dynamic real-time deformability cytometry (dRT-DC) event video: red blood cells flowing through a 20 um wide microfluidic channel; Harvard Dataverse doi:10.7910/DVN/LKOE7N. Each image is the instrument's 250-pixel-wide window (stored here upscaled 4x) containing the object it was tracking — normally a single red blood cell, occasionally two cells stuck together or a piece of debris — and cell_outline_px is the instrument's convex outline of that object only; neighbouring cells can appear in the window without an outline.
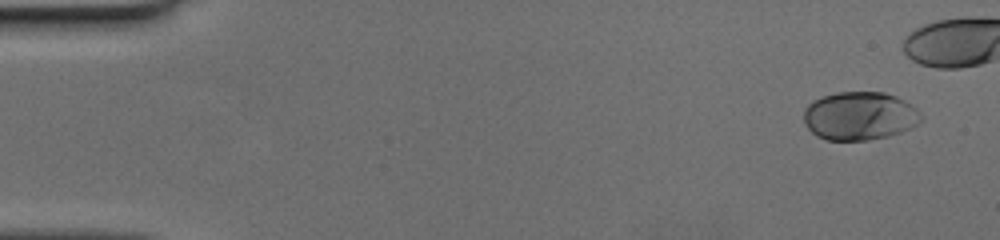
{"species": "human", "species_latin": "Homo sapiens", "temperature_condition": "cold", "stored_images_in_passage": 41, "camera_frame_rate_fps": 3000, "um_per_image_px": 0.085, "donor": {"sex": "female"}, "frame": {"image": 1, "passage_image": 1, "time_ms": 0.0, "image_size_px": [1000, 240], "cell_outline_px": [[920, 120], [916, 124], [900, 132], [888, 136], [868, 140], [828, 140], [816, 136], [808, 128], [804, 120], [804, 108], [812, 100], [836, 92], [884, 92], [896, 96], [904, 100], [916, 108], [920, 116]], "centroid_in_image_um": [73.02, 9.85], "position_along_channel_um": 12.0, "area_um2": 32.89}}
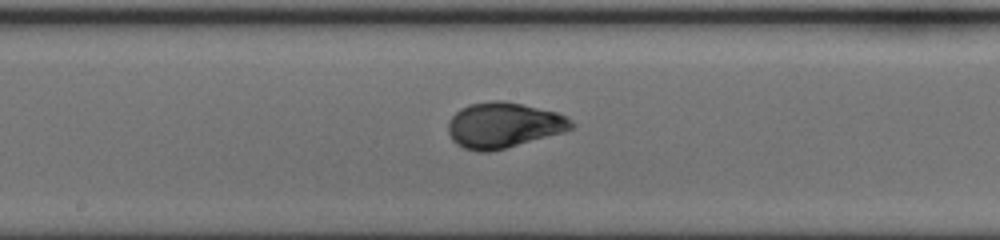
{"frame": {"image": 2, "passage_image": 26, "time_ms": 8.333, "image_size_px": [1000, 240], "cell_outline_px": [[576, 124], [572, 128], [564, 132], [504, 148], [488, 152], [476, 152], [464, 148], [456, 144], [452, 140], [448, 132], [448, 120], [460, 108], [468, 104], [492, 100], [504, 100], [556, 112], [564, 116]], "centroid_in_image_um": [42.76, 10.63], "position_along_channel_um": 205.4, "area_um2": 32.66}}
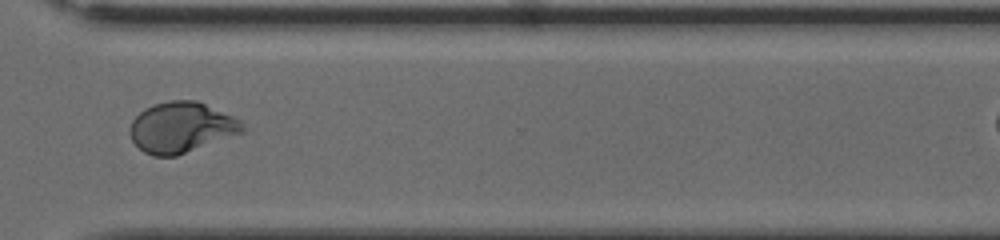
{"frame": {"image": 3, "passage_image": 37, "time_ms": 12.0, "image_size_px": [1000, 240], "cell_outline_px": [[244, 132], [176, 156], [152, 156], [144, 152], [132, 140], [128, 132], [132, 120], [144, 108], [156, 104], [172, 100], [196, 100], [232, 116], [240, 120], [244, 124]], "centroid_in_image_um": [15.4, 10.83], "position_along_channel_um": 355.2, "area_um2": 33.0}}